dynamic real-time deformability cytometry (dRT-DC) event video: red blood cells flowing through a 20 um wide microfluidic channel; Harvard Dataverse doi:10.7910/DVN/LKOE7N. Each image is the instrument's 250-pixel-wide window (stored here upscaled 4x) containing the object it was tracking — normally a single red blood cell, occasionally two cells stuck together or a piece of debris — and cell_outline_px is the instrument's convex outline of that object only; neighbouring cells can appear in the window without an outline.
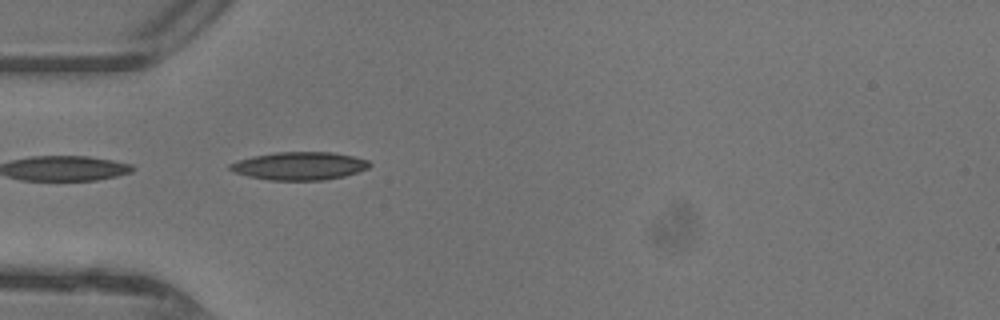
{"species": "common noctule bat (a hibernating species)", "species_latin": "Nyctalus noctula", "temperature_condition": "warm", "stored_images_in_passage": 22, "camera_frame_rate_fps": 3000, "um_per_image_px": 0.085, "animal": {"sex": "female"}, "frame": {"image": 1, "passage_image": 2, "time_ms": 0.333, "image_size_px": [1000, 320], "cell_outline_px": [[372, 164], [368, 168], [344, 176], [324, 180], [268, 180], [248, 176], [236, 172], [228, 168], [228, 164], [240, 160], [256, 156], [276, 152], [332, 152], [352, 156], [368, 160]], "centroid_in_image_um": [25.47, 14.1], "position_along_channel_um": 59.5, "area_um2": 22.54}}
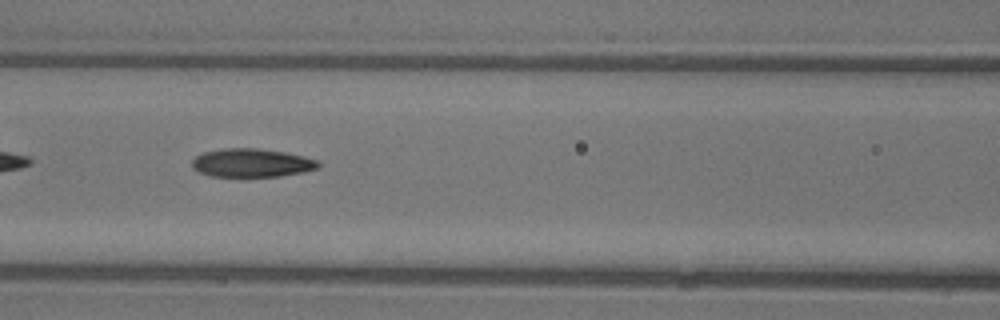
{"frame": {"image": 2, "passage_image": 8, "time_ms": 2.333, "image_size_px": [1000, 320], "cell_outline_px": [[320, 164], [316, 168], [304, 172], [280, 176], [212, 176], [200, 172], [192, 168], [192, 160], [196, 156], [204, 152], [224, 148], [256, 148], [284, 152], [316, 160]], "centroid_in_image_um": [21.35, 13.84], "position_along_channel_um": 145.2, "area_um2": 20.63}}
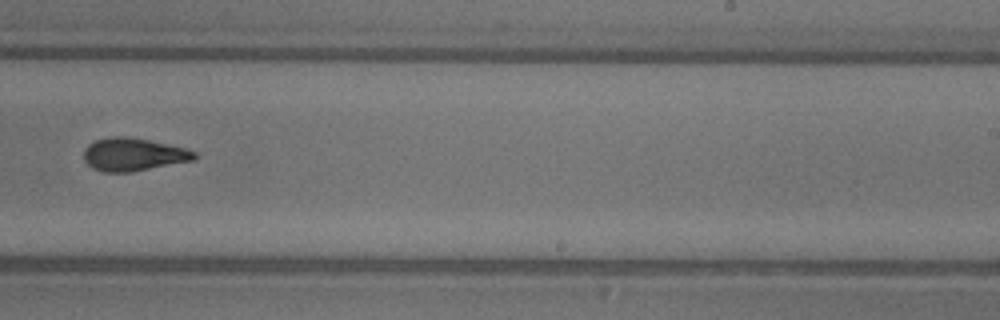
{"frame": {"image": 3, "passage_image": 17, "time_ms": 5.333, "image_size_px": [1000, 320], "cell_outline_px": [[196, 160], [132, 172], [104, 172], [92, 168], [84, 160], [84, 148], [88, 144], [96, 140], [112, 136], [124, 136], [148, 140], [184, 148], [196, 152]], "centroid_in_image_um": [11.32, 13.14], "position_along_channel_um": 277.7, "area_um2": 21.21}}